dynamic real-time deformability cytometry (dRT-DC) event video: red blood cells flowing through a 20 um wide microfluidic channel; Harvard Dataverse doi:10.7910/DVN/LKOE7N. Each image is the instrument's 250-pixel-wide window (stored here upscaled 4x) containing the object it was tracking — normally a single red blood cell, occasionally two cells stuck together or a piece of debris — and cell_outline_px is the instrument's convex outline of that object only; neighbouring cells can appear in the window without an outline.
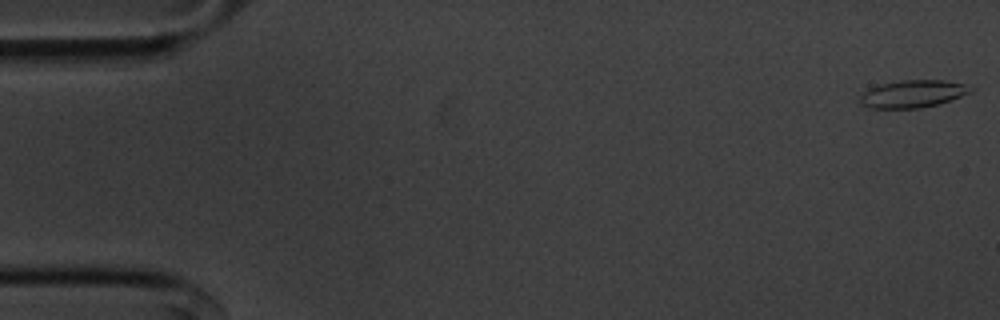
{"species": "common noctule bat (a hibernating species)", "species_latin": "Nyctalus noctula", "temperature_condition": "cold", "stored_images_in_passage": 55, "camera_frame_rate_fps": 3000, "um_per_image_px": 0.085, "animal": {"sex": "male", "body_mass_g": 20.1, "forearm_length_mm": 53.5}, "frame": {"image": 1, "passage_image": 1, "time_ms": 0.0, "image_size_px": [1000, 320], "cell_outline_px": [[972, 92], [936, 104], [920, 108], [872, 108], [860, 104], [860, 96], [864, 92], [880, 84], [904, 80], [944, 80], [964, 84], [972, 88]], "centroid_in_image_um": [77.57, 7.97], "position_along_channel_um": 7.4, "area_um2": 17.34}}
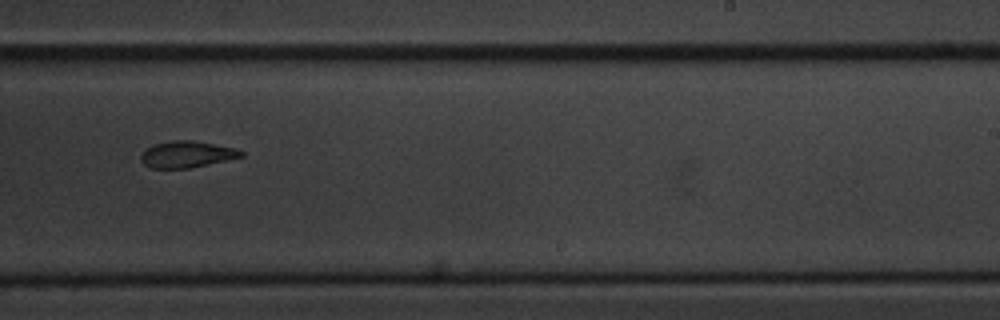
{"frame": {"image": 2, "passage_image": 34, "time_ms": 11.0, "image_size_px": [1000, 320], "cell_outline_px": [[244, 156], [228, 160], [188, 168], [152, 168], [144, 164], [140, 160], [140, 156], [152, 144], [172, 140], [192, 140], [236, 148], [244, 152]], "centroid_in_image_um": [15.89, 13.11], "position_along_channel_um": 273.1, "area_um2": 15.43}}
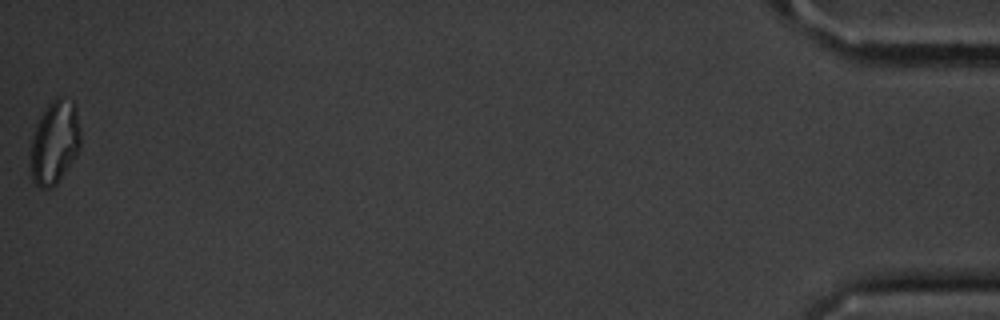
{"frame": {"image": 3, "passage_image": 55, "time_ms": 18.0, "image_size_px": [1000, 320], "cell_outline_px": [[80, 148], [76, 156], [60, 180], [52, 188], [40, 188], [32, 180], [32, 136], [36, 124], [48, 104], [56, 96], [60, 96], [72, 100], [76, 104], [80, 132]], "centroid_in_image_um": [4.68, 12.08], "position_along_channel_um": 430.5, "area_um2": 24.33}, "authors_computed_cell_mechanics": {"area_um2": 16.8776, "velocity_mm_per_s": 3.6274, "shape_relaxation_time_tau1_ms": 5.4082, "shape_relaxation_time_tau2_ms": 4.3431, "deformation_change_tau1": 0.1321, "deformation_change_tau2": 0.1078}}